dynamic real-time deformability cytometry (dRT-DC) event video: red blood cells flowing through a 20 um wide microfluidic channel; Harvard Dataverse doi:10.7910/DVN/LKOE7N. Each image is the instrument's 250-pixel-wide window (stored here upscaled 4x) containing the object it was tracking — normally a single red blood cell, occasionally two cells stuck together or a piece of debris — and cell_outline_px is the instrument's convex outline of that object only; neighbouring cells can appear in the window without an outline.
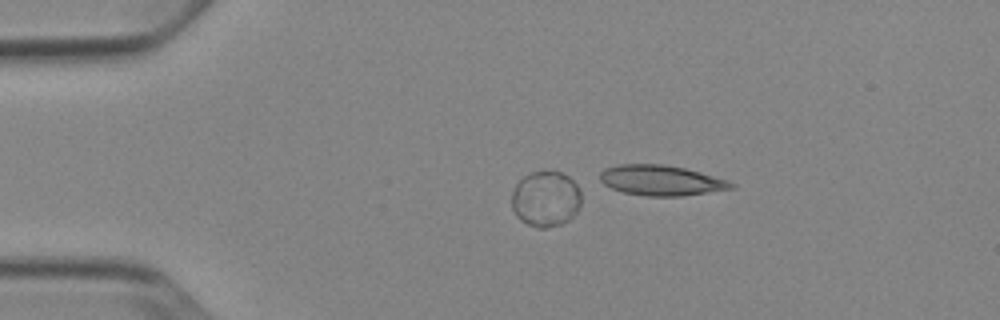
{"species": "Egyptian fruit bat (a non-hibernating species)", "species_latin": "Rousettus aegyptiacus", "temperature_condition": "cold", "stored_images_in_passage": 10, "segment_of_instrument_passage": [1, 2], "camera_frame_rate_fps": 3000, "um_per_image_px": 0.085, "animal": {"sex": "female"}, "frame": {"image": 1, "passage_image": 9, "time_ms": 2.667, "image_size_px": [1000, 320], "cell_outline_px": [[580, 208], [568, 220], [560, 224], [544, 228], [536, 228], [520, 220], [516, 216], [512, 208], [512, 192], [516, 184], [524, 176], [532, 172], [544, 168], [560, 172], [568, 176], [576, 184], [580, 192]], "centroid_in_image_um": [46.37, 16.88], "position_along_channel_um": 38.6, "area_um2": 22.83}}